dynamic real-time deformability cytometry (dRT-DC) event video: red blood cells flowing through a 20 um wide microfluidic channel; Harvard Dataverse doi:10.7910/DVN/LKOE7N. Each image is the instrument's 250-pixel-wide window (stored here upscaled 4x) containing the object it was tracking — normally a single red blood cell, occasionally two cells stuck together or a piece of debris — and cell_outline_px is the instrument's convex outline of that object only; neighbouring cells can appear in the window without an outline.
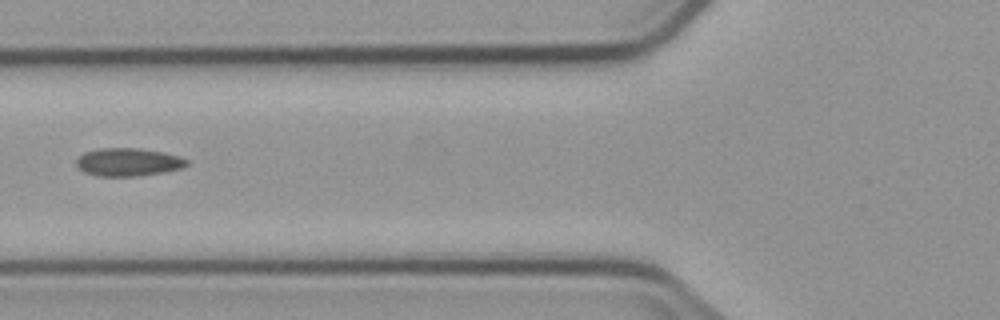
{"species": "common noctule bat (a hibernating species)", "species_latin": "Nyctalus noctula", "temperature_condition": "cold", "stored_images_in_passage": 6, "camera_frame_rate_fps": 3000, "um_per_image_px": 0.085, "animal": {"sex": "male", "body_mass_g": 23.1, "forearm_length_mm": 52.7}, "frame": {"image": 1, "passage_image": 6, "time_ms": 6.0, "image_size_px": [1000, 320], "cell_outline_px": [[188, 164], [180, 168], [164, 172], [136, 176], [96, 176], [84, 172], [76, 164], [76, 160], [84, 152], [100, 148], [140, 148], [164, 152], [180, 156], [188, 160]], "centroid_in_image_um": [10.9, 13.77], "position_along_channel_um": 114.9, "area_um2": 18.03}}